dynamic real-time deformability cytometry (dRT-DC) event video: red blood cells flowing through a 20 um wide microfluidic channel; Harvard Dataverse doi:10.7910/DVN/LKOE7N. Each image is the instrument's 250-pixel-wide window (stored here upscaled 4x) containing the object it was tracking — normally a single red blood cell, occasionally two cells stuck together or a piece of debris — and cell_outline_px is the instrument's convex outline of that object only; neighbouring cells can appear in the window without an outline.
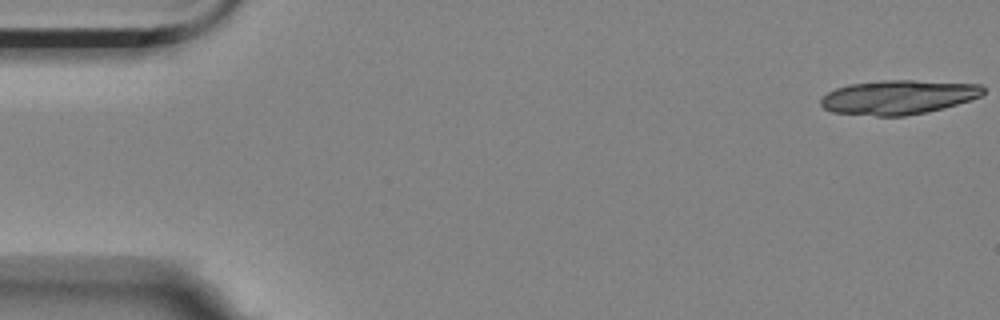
{"species": "Egyptian fruit bat (a non-hibernating species)", "species_latin": "Rousettus aegyptiacus", "temperature_condition": "room temperature", "stored_images_in_passage": 5, "camera_frame_rate_fps": 3000, "um_per_image_px": 0.085, "animal": {"sex": "female"}, "frame": {"image": 1, "passage_image": 1, "time_ms": 0.0, "image_size_px": [1000, 320], "cell_outline_px": [[984, 92], [980, 96], [944, 108], [928, 112], [904, 116], [876, 116], [832, 112], [824, 108], [820, 104], [820, 100], [828, 92], [836, 88], [848, 84], [880, 80], [912, 80], [980, 84], [984, 88]], "centroid_in_image_um": [76.33, 8.26], "position_along_channel_um": 8.7, "area_um2": 32.43}}